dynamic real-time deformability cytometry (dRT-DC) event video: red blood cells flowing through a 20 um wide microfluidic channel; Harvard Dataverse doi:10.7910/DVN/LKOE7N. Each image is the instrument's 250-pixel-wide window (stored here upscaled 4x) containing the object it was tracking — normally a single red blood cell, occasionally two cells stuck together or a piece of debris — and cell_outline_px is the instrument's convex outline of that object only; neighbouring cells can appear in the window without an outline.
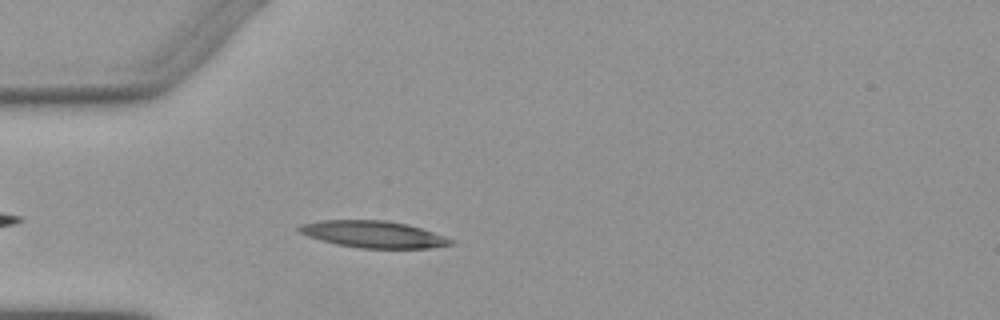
{"species": "Egyptian fruit bat (a non-hibernating species)", "species_latin": "Rousettus aegyptiacus", "temperature_condition": "warm", "stored_images_in_passage": 4, "camera_frame_rate_fps": 3000, "um_per_image_px": 0.085, "animal": {"sex": "female"}, "frame": {"image": 1, "passage_image": 4, "time_ms": 4.333, "image_size_px": [1000, 320], "cell_outline_px": [[456, 244], [428, 248], [360, 248], [336, 244], [320, 240], [308, 236], [300, 232], [296, 228], [300, 224], [320, 220], [384, 220], [408, 224], [456, 240]], "centroid_in_image_um": [31.74, 19.91], "position_along_channel_um": 53.3, "area_um2": 23.76}}